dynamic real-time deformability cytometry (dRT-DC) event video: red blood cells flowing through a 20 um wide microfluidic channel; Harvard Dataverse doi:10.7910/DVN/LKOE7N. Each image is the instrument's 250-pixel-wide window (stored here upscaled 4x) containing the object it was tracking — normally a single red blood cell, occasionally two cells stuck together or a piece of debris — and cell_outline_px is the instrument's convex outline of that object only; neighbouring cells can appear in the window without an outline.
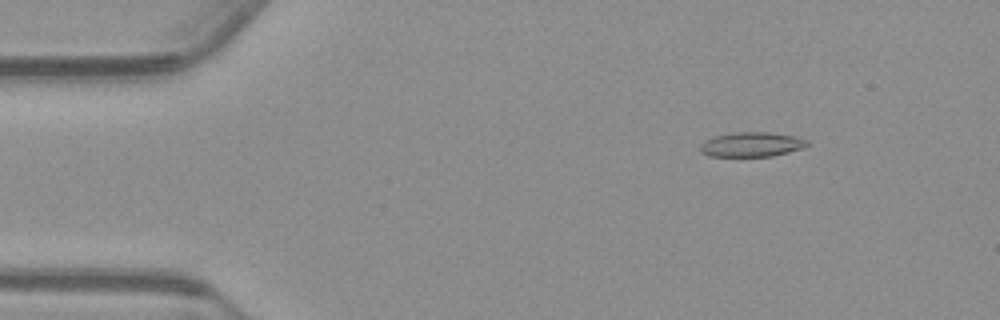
{"species": "common noctule bat (a hibernating species)", "species_latin": "Nyctalus noctula", "temperature_condition": "warm", "stored_images_in_passage": 50, "segment_of_instrument_passage": [1, 2], "camera_frame_rate_fps": 3000, "um_per_image_px": 0.085, "animal": {"sex": "male", "body_mass_g": 23.1, "forearm_length_mm": 52.7}, "frame": {"image": 1, "passage_image": 1, "time_ms": 0.0, "image_size_px": [1000, 320], "cell_outline_px": [[808, 144], [804, 148], [772, 156], [708, 156], [700, 148], [700, 144], [704, 140], [716, 136], [732, 132], [768, 132], [796, 136], [808, 140]], "centroid_in_image_um": [63.91, 12.27], "position_along_channel_um": 21.1, "area_um2": 15.32}}
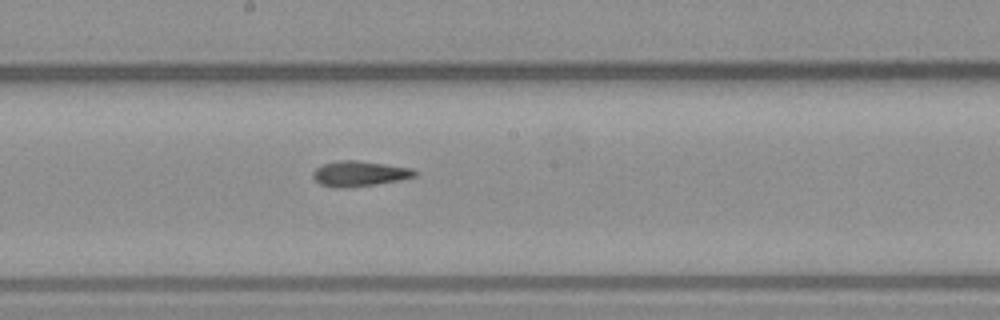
{"frame": {"image": 2, "passage_image": 23, "time_ms": 7.333, "image_size_px": [1000, 320], "cell_outline_px": [[416, 176], [400, 180], [376, 184], [344, 188], [332, 188], [320, 184], [312, 176], [312, 172], [316, 168], [324, 164], [340, 160], [356, 160], [412, 168], [416, 172]], "centroid_in_image_um": [30.53, 14.77], "position_along_channel_um": 217.7, "area_um2": 14.97}}
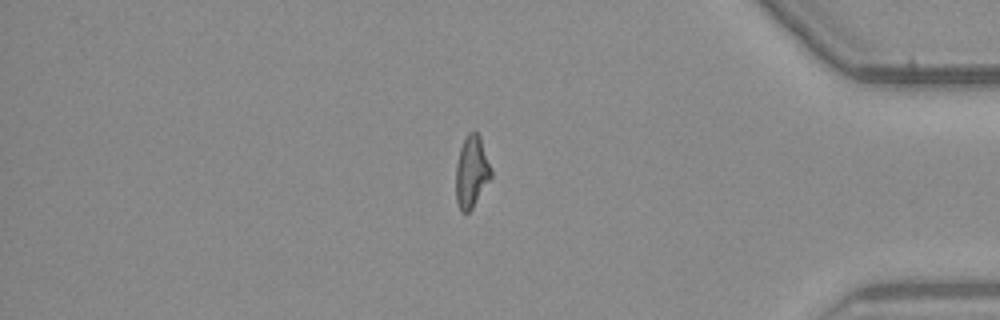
{"frame": {"image": 3, "passage_image": 40, "time_ms": 13.0, "image_size_px": [1000, 320], "cell_outline_px": [[492, 176], [472, 208], [468, 212], [460, 212], [456, 200], [456, 164], [460, 148], [468, 132], [476, 132], [480, 136], [492, 172]], "centroid_in_image_um": [40.07, 14.61], "position_along_channel_um": 395.1, "area_um2": 14.57}}